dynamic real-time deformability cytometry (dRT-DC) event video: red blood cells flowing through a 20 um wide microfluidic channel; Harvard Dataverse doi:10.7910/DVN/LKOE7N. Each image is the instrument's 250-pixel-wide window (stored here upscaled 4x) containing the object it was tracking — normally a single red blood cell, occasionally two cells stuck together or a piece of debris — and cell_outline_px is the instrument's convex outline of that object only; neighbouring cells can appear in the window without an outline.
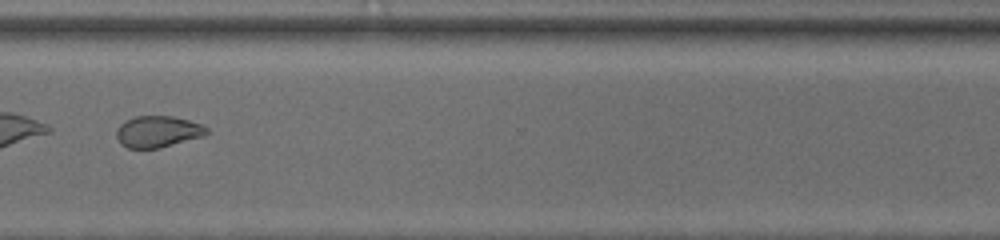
{"species": "common noctule bat (a hibernating species)", "species_latin": "Nyctalus noctula", "temperature_condition": "room temperature", "stored_images_in_passage": 36, "camera_frame_rate_fps": 3000, "um_per_image_px": 0.085, "animal": {"sex": "male", "body_mass_g": 13.0, "forearm_length_mm": 53.1}, "frame": {"image": 1, "passage_image": 26, "time_ms": 8.333, "image_size_px": [1000, 240], "cell_outline_px": [[208, 132], [204, 136], [160, 148], [128, 148], [120, 144], [116, 136], [116, 128], [124, 120], [136, 116], [172, 116], [188, 120], [200, 124], [208, 128]], "centroid_in_image_um": [13.38, 11.19], "position_along_channel_um": 357.2, "area_um2": 16.65}}